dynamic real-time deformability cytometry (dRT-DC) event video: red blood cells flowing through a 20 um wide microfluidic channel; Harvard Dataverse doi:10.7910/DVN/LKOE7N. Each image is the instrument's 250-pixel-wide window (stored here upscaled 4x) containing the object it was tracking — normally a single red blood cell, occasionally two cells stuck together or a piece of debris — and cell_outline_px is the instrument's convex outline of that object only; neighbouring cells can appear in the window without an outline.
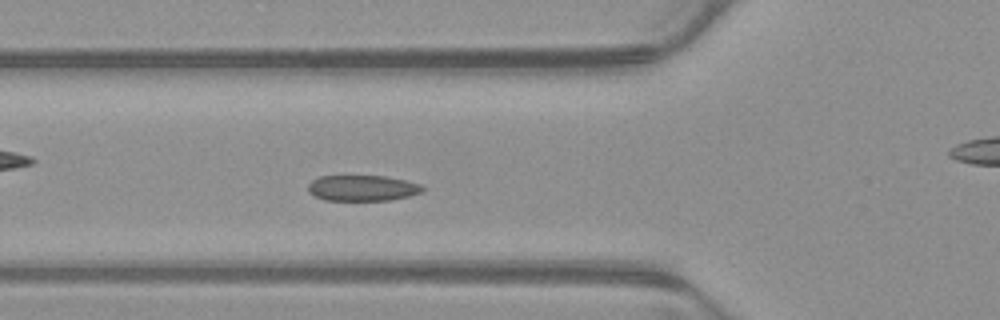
{"species": "common noctule bat (a hibernating species)", "species_latin": "Nyctalus noctula", "temperature_condition": "warm", "stored_images_in_passage": 51, "camera_frame_rate_fps": 3000, "um_per_image_px": 0.085, "animal": {"sex": "male", "body_mass_g": 23.1, "forearm_length_mm": 52.7}, "frame": {"image": 1, "passage_image": 16, "time_ms": 5.0, "image_size_px": [1000, 320], "cell_outline_px": [[428, 188], [424, 192], [392, 200], [324, 200], [308, 192], [308, 184], [312, 180], [320, 176], [384, 176], [424, 184]], "centroid_in_image_um": [30.87, 15.98], "position_along_channel_um": 94.9, "area_um2": 17.4}}
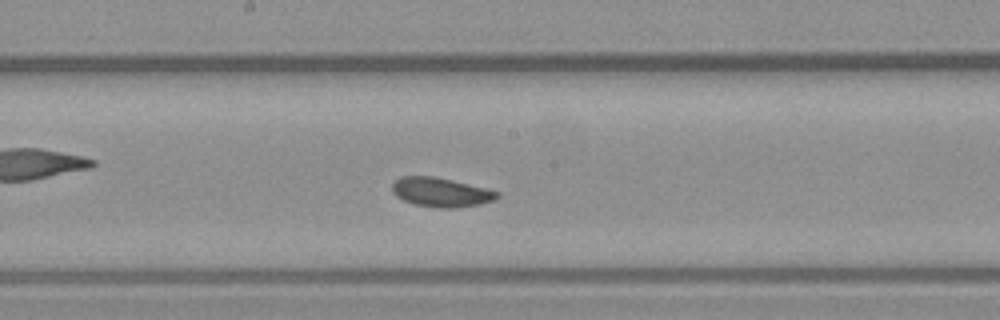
{"frame": {"image": 2, "passage_image": 25, "time_ms": 8.0, "image_size_px": [1000, 320], "cell_outline_px": [[500, 196], [496, 200], [480, 204], [456, 208], [440, 208], [416, 204], [404, 200], [396, 196], [392, 192], [392, 184], [400, 176], [436, 176], [500, 192]], "centroid_in_image_um": [37.49, 16.34], "position_along_channel_um": 210.7, "area_um2": 17.86}}
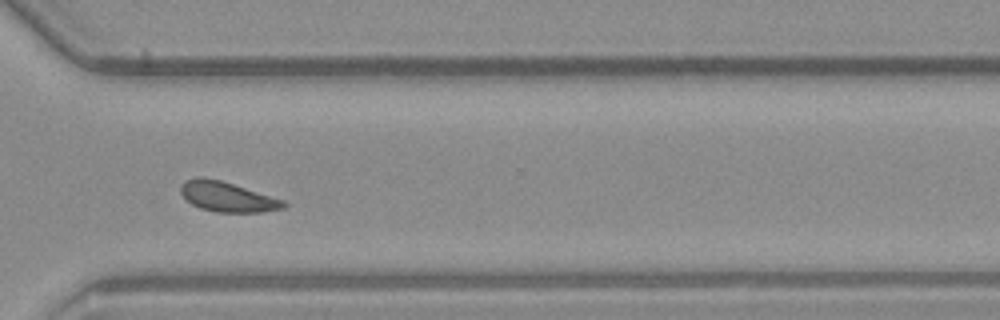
{"frame": {"image": 3, "passage_image": 36, "time_ms": 11.667, "image_size_px": [1000, 320], "cell_outline_px": [[288, 204], [284, 208], [260, 212], [216, 212], [200, 208], [192, 204], [180, 192], [180, 184], [184, 180], [196, 176], [204, 176], [220, 180], [284, 200]], "centroid_in_image_um": [19.29, 16.71], "position_along_channel_um": 351.3, "area_um2": 17.98}, "authors_computed_cell_mechanics": {"area_um2": 17.8602, "velocity_mm_per_s": 3.8351, "shape_relaxation_time_tau1_ms": 2.736, "shape_relaxation_time_tau2_ms": 9.8113, "deformation_change_tau1": 0.0814, "deformation_change_tau2": 0.1216}}